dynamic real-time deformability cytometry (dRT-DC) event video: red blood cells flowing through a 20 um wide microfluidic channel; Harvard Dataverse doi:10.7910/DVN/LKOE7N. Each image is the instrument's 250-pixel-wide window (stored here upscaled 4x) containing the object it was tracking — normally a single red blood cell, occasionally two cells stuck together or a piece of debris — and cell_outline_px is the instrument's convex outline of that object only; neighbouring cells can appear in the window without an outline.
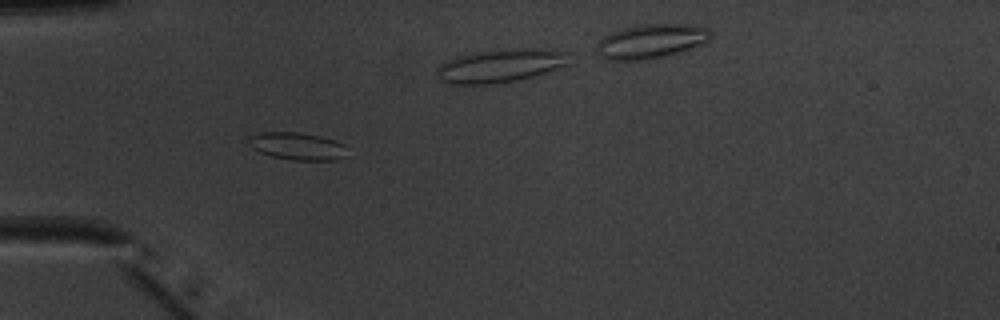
{"species": "common noctule bat (a hibernating species)", "species_latin": "Nyctalus noctula", "temperature_condition": "warm", "stored_images_in_passage": 54, "segment_of_instrument_passage": [1, 2], "camera_frame_rate_fps": 3000, "um_per_image_px": 0.085, "animal": {"sex": "male", "body_mass_g": 20.1, "forearm_length_mm": 53.5}, "frame": {"image": 1, "passage_image": 18, "time_ms": 5.667, "image_size_px": [1000, 320], "cell_outline_px": [[344, 156], [336, 160], [292, 160], [272, 156], [260, 152], [252, 148], [248, 144], [248, 136], [260, 132], [300, 132], [320, 136], [344, 144]], "centroid_in_image_um": [25.2, 12.41], "position_along_channel_um": 59.8, "area_um2": 15.66}}
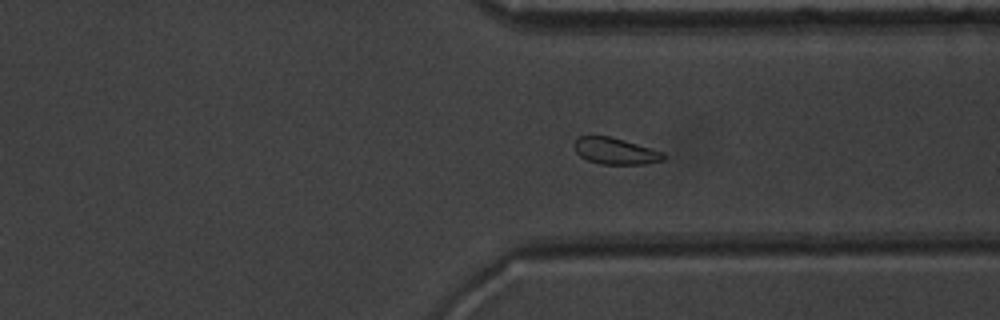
{"frame": {"image": 2, "passage_image": 41, "time_ms": 13.333, "image_size_px": [1000, 320], "cell_outline_px": [[664, 160], [644, 164], [600, 164], [588, 160], [580, 156], [576, 152], [572, 144], [580, 136], [608, 136], [624, 140], [664, 152]], "centroid_in_image_um": [52.28, 12.84], "position_along_channel_um": 359.1, "area_um2": 13.7}}
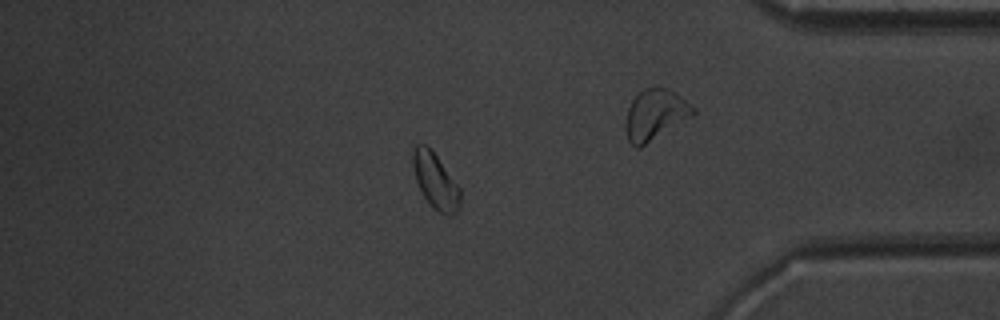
{"frame": {"image": 3, "passage_image": 46, "time_ms": 15.0, "image_size_px": [1000, 320], "cell_outline_px": [[460, 204], [456, 216], [448, 216], [432, 208], [424, 196], [416, 180], [412, 164], [412, 152], [416, 144], [424, 144], [436, 156], [460, 188]], "centroid_in_image_um": [37.02, 15.43], "position_along_channel_um": 398.2, "area_um2": 15.14}}